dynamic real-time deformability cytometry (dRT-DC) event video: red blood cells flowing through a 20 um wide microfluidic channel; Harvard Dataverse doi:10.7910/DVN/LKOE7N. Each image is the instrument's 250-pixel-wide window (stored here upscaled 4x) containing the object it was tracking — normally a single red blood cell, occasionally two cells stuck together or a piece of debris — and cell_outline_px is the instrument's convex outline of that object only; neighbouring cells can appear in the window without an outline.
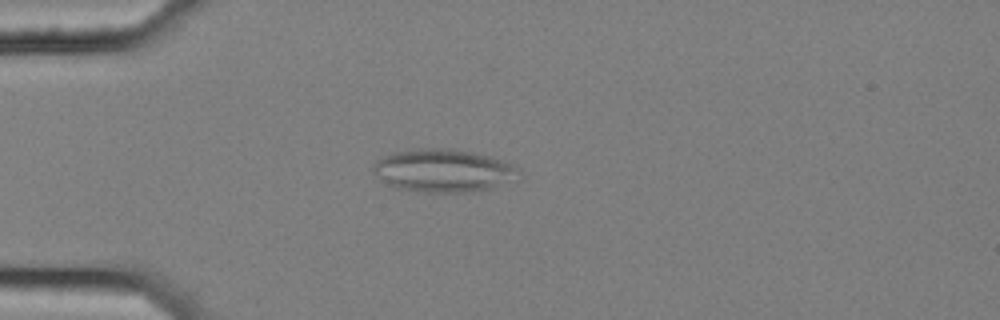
{"species": "common noctule bat (a hibernating species)", "species_latin": "Nyctalus noctula", "temperature_condition": "cold", "stored_images_in_passage": 44, "segment_of_instrument_passage": [1, 2], "camera_frame_rate_fps": 3000, "um_per_image_px": 0.085, "animal": {"sex": "female", "body_mass_g": 25.1}, "frame": {"image": 1, "passage_image": 3, "time_ms": 0.667, "image_size_px": [1000, 320], "cell_outline_px": [[524, 176], [520, 180], [492, 188], [468, 192], [428, 192], [396, 188], [376, 176], [372, 172], [372, 164], [376, 160], [392, 152], [412, 148], [452, 148], [492, 156], [504, 160], [520, 168]], "centroid_in_image_um": [37.77, 14.49], "position_along_channel_um": 47.2, "area_um2": 37.34}}